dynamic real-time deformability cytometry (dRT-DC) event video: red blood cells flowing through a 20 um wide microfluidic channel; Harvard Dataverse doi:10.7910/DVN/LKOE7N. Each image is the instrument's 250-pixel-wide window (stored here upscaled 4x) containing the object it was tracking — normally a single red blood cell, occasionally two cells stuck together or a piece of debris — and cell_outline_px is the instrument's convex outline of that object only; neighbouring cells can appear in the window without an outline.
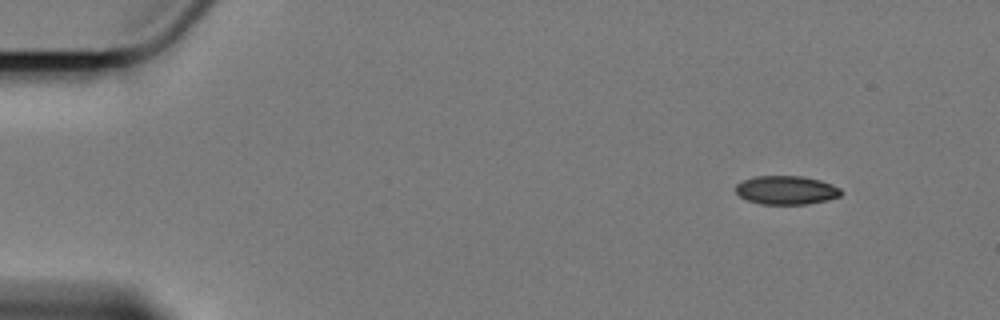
{"species": "Egyptian fruit bat (a non-hibernating species)", "species_latin": "Rousettus aegyptiacus", "temperature_condition": "cold", "stored_images_in_passage": 54, "camera_frame_rate_fps": 3000, "um_per_image_px": 0.085, "animal": {"sex": "female"}, "frame": {"image": 1, "passage_image": 1, "time_ms": 0.0, "image_size_px": [1000, 320], "cell_outline_px": [[844, 192], [840, 196], [828, 200], [808, 204], [760, 204], [748, 200], [740, 196], [736, 192], [736, 184], [744, 180], [756, 176], [800, 176], [820, 180], [832, 184], [840, 188]], "centroid_in_image_um": [66.87, 16.16], "position_along_channel_um": 18.1, "area_um2": 17.63}}
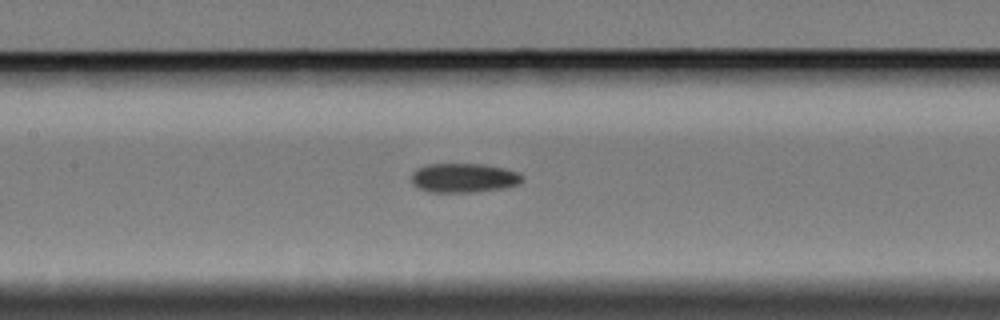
{"frame": {"image": 2, "passage_image": 23, "time_ms": 7.333, "image_size_px": [1000, 320], "cell_outline_px": [[524, 180], [520, 184], [508, 188], [476, 192], [428, 192], [416, 188], [412, 184], [412, 172], [416, 168], [428, 164], [484, 164], [504, 168], [520, 172], [524, 176]], "centroid_in_image_um": [39.46, 15.13], "position_along_channel_um": 167.9, "area_um2": 19.42}}
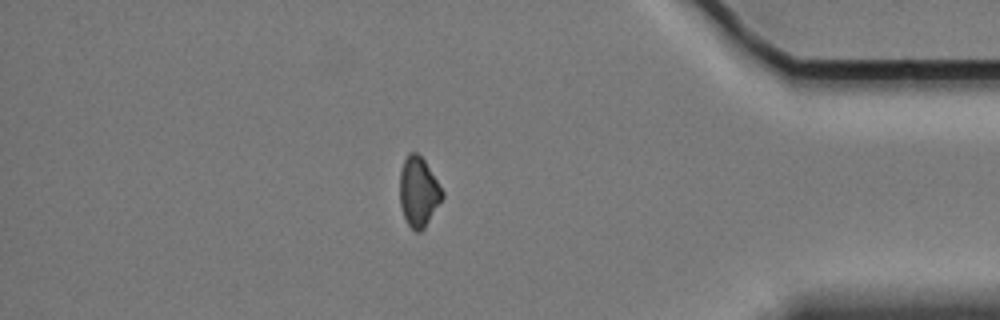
{"frame": {"image": 3, "passage_image": 46, "time_ms": 15.0, "image_size_px": [1000, 320], "cell_outline_px": [[444, 196], [424, 228], [420, 232], [416, 232], [408, 224], [404, 216], [400, 204], [400, 172], [404, 160], [408, 152], [416, 152], [424, 160], [444, 192]], "centroid_in_image_um": [35.57, 16.3], "position_along_channel_um": 399.6, "area_um2": 17.05}}